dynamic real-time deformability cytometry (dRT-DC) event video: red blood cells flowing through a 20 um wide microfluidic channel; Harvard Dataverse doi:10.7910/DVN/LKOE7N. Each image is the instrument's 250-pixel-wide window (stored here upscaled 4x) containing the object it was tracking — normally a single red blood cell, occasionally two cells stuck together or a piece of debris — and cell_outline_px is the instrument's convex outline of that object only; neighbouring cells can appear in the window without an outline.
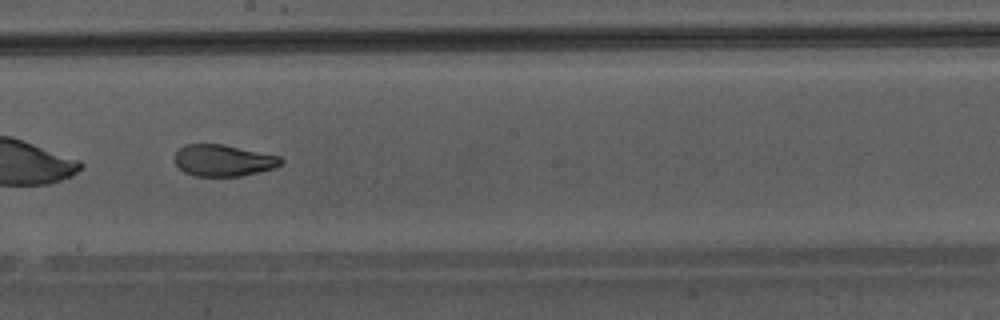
{"species": "Egyptian fruit bat (a non-hibernating species)", "species_latin": "Rousettus aegyptiacus", "temperature_condition": "warm", "stored_images_in_passage": 29, "camera_frame_rate_fps": 3000, "um_per_image_px": 0.085, "animal": {"sex": "male"}, "frame": {"image": 1, "passage_image": 13, "time_ms": 4.0, "image_size_px": [1000, 320], "cell_outline_px": [[284, 164], [276, 168], [260, 172], [240, 176], [192, 176], [184, 172], [176, 164], [176, 152], [180, 148], [188, 144], [224, 144], [280, 156], [284, 160]], "centroid_in_image_um": [19.05, 13.64], "position_along_channel_um": 229.2, "area_um2": 19.71}}